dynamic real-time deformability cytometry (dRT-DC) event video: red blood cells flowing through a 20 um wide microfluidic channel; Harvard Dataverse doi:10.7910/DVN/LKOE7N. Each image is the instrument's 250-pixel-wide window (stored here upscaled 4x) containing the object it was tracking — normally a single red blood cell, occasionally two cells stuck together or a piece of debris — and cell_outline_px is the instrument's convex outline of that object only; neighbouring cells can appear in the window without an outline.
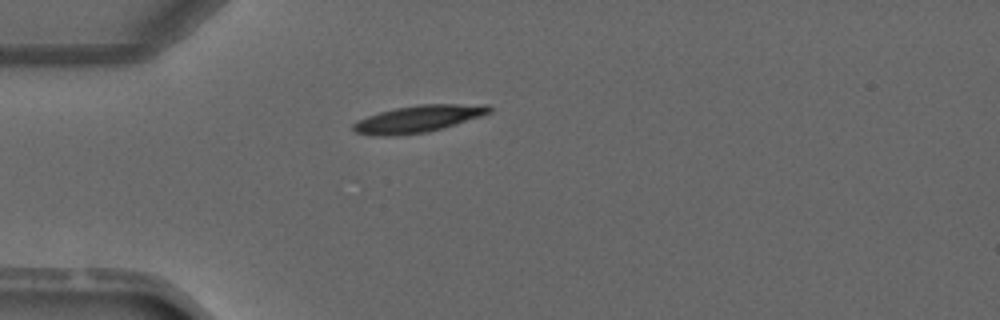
{"species": "common noctule bat (a hibernating species)", "species_latin": "Nyctalus noctula", "temperature_condition": "warm", "stored_images_in_passage": 1, "camera_frame_rate_fps": 3000, "um_per_image_px": 0.085, "animal": {"sex": "male", "forearm_length_mm": 52.5}, "frame": {"image": 1, "passage_image": 1, "time_ms": 0.0, "image_size_px": [1000, 320], "cell_outline_px": [[492, 112], [480, 116], [428, 132], [392, 136], [380, 136], [356, 132], [352, 128], [352, 124], [356, 120], [380, 112], [396, 108], [420, 104], [488, 104], [492, 108]], "centroid_in_image_um": [35.55, 10.09], "position_along_channel_um": 49.5, "area_um2": 21.21}}